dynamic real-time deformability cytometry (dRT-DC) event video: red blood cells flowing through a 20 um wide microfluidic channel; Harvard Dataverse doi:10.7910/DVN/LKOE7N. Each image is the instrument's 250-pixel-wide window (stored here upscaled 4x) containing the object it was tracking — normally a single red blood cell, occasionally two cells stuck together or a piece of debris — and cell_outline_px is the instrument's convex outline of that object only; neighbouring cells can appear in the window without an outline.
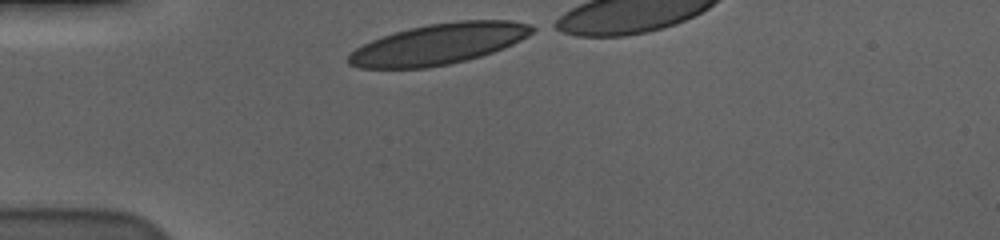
{"species": "human", "species_latin": "Homo sapiens", "temperature_condition": "cold", "stored_images_in_passage": 33, "camera_frame_rate_fps": 3000, "um_per_image_px": 0.085, "donor": {"sex": "male"}, "frame": {"image": 1, "passage_image": 1, "time_ms": 0.0, "image_size_px": [1000, 240], "cell_outline_px": [[540, 28], [528, 36], [504, 48], [480, 56], [448, 64], [428, 68], [360, 68], [348, 64], [348, 56], [356, 48], [372, 40], [408, 28], [428, 24], [460, 20], [512, 20], [532, 24]], "centroid_in_image_um": [37.35, 3.73], "position_along_channel_um": 47.7, "area_um2": 43.64}}
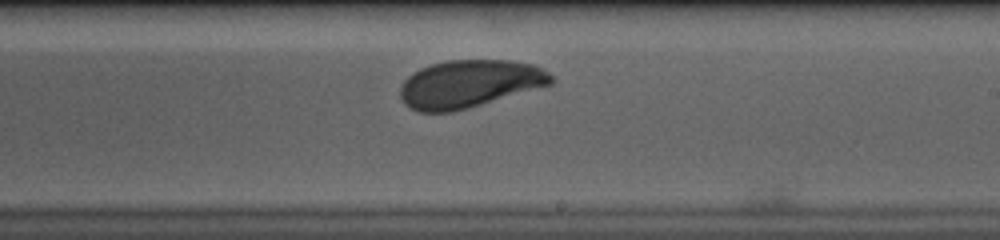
{"frame": {"image": 2, "passage_image": 20, "time_ms": 6.333, "image_size_px": [1000, 240], "cell_outline_px": [[556, 80], [552, 84], [468, 108], [452, 112], [416, 112], [408, 108], [404, 104], [400, 96], [400, 88], [404, 80], [412, 72], [420, 68], [432, 64], [448, 60], [512, 60], [532, 64], [544, 68]], "centroid_in_image_um": [39.88, 7.13], "position_along_channel_um": 249.1, "area_um2": 42.19}}
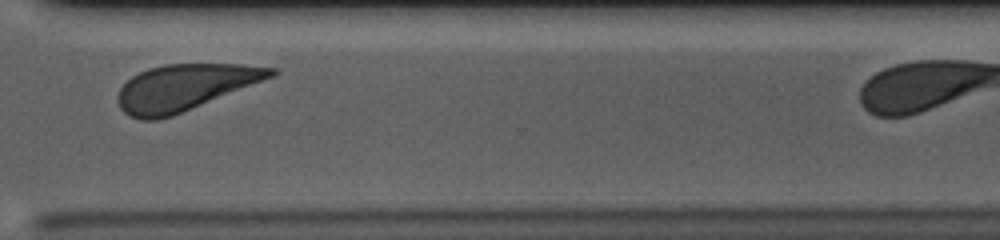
{"frame": {"image": 3, "passage_image": 29, "time_ms": 9.333, "image_size_px": [1000, 240], "cell_outline_px": [[280, 72], [276, 76], [172, 116], [156, 120], [140, 120], [128, 116], [120, 108], [116, 100], [116, 96], [120, 88], [132, 76], [148, 68], [164, 64], [240, 64], [276, 68]], "centroid_in_image_um": [15.7, 7.43], "position_along_channel_um": 354.9, "area_um2": 41.44}}